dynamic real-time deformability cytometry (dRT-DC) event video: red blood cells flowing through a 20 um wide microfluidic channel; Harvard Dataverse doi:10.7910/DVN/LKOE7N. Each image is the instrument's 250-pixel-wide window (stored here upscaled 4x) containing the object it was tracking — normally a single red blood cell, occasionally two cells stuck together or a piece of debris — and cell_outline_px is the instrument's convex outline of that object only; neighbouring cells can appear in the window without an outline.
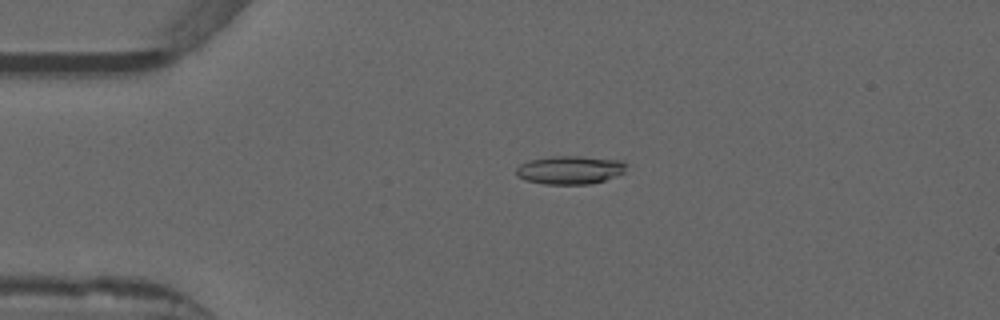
{"species": "common noctule bat (a hibernating species)", "species_latin": "Nyctalus noctula", "temperature_condition": "warm", "stored_images_in_passage": 53, "camera_frame_rate_fps": 3000, "um_per_image_px": 0.085, "animal": {"sex": "male", "forearm_length_mm": 52.5}, "frame": {"image": 1, "passage_image": 12, "time_ms": 3.667, "image_size_px": [1000, 320], "cell_outline_px": [[628, 164], [624, 172], [604, 180], [592, 184], [544, 184], [528, 180], [520, 176], [516, 172], [516, 168], [520, 164], [528, 160], [552, 156], [580, 156], [620, 160]], "centroid_in_image_um": [48.47, 14.43], "position_along_channel_um": 36.5, "area_um2": 18.09}}
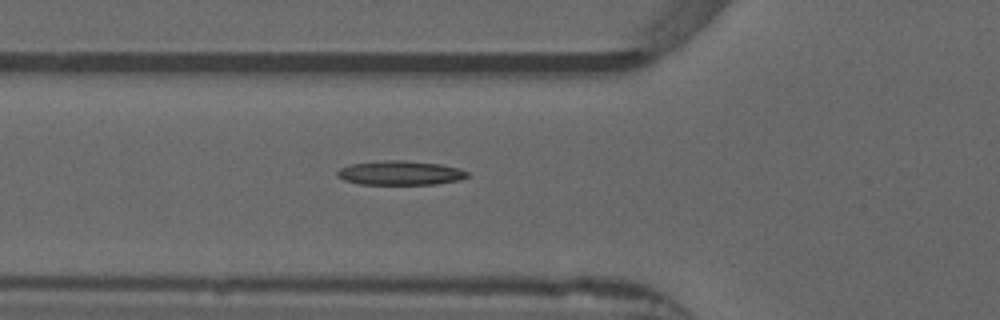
{"frame": {"image": 2, "passage_image": 19, "time_ms": 6.0, "image_size_px": [1000, 320], "cell_outline_px": [[468, 176], [460, 180], [436, 184], [360, 184], [344, 180], [336, 176], [336, 172], [340, 168], [352, 164], [384, 160], [404, 160], [440, 164], [460, 168], [468, 172]], "centroid_in_image_um": [34.03, 14.7], "position_along_channel_um": 91.8, "area_um2": 18.38}}
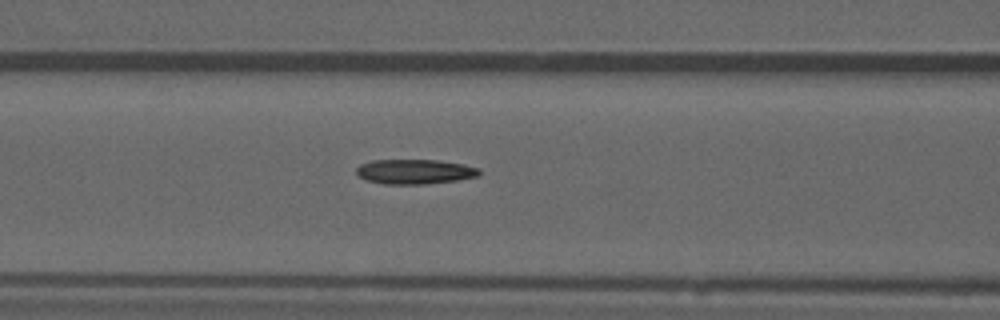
{"frame": {"image": 3, "passage_image": 22, "time_ms": 7.0, "image_size_px": [1000, 320], "cell_outline_px": [[480, 172], [476, 176], [456, 180], [424, 184], [384, 184], [364, 180], [356, 172], [356, 168], [360, 164], [372, 160], [436, 160], [464, 164], [480, 168]], "centroid_in_image_um": [35.22, 14.58], "position_along_channel_um": 131.4, "area_um2": 17.69}, "authors_computed_cell_mechanics": {"area_um2": 17.7446, "velocity_mm_per_s": 3.9076, "shape_relaxation_time_tau1_ms": 7.1807, "shape_relaxation_time_tau2_ms": 9.5841, "deformation_change_tau1": 0.2247, "deformation_change_tau2": 0.2289}}